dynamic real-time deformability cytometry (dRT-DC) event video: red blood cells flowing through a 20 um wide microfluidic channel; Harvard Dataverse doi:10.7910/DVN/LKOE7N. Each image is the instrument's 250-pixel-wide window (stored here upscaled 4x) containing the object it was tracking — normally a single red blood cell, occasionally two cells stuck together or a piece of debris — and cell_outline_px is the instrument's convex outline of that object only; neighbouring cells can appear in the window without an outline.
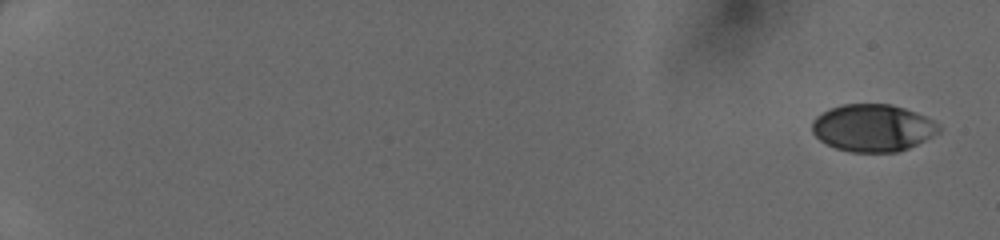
{"species": "human", "species_latin": "Homo sapiens", "temperature_condition": "cold", "stored_images_in_passage": 16, "camera_frame_rate_fps": 3000, "um_per_image_px": 0.085, "donor": {"sex": "female"}, "frame": {"image": 1, "passage_image": 1, "time_ms": 0.0, "image_size_px": [1000, 240], "cell_outline_px": [[940, 132], [908, 148], [896, 152], [852, 152], [836, 148], [820, 140], [812, 132], [812, 120], [820, 112], [828, 108], [840, 104], [892, 104], [916, 112], [940, 124]], "centroid_in_image_um": [74.16, 10.85], "position_along_channel_um": 10.8, "area_um2": 35.03}}
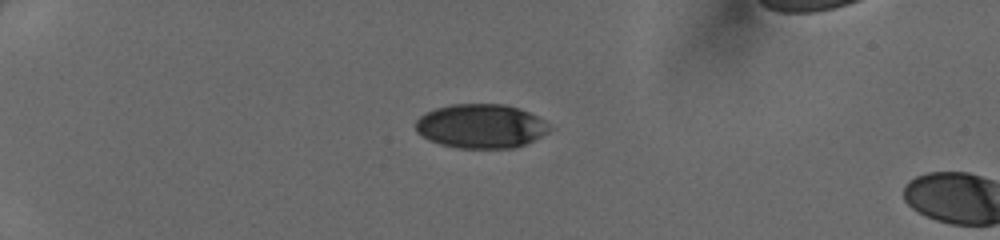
{"frame": {"image": 2, "passage_image": 14, "time_ms": 4.333, "image_size_px": [1000, 240], "cell_outline_px": [[556, 128], [516, 148], [460, 148], [440, 144], [428, 140], [416, 132], [416, 120], [424, 112], [436, 108], [452, 104], [504, 104], [520, 108], [544, 120]], "centroid_in_image_um": [40.88, 10.72], "position_along_channel_um": 44.1, "area_um2": 34.62}}